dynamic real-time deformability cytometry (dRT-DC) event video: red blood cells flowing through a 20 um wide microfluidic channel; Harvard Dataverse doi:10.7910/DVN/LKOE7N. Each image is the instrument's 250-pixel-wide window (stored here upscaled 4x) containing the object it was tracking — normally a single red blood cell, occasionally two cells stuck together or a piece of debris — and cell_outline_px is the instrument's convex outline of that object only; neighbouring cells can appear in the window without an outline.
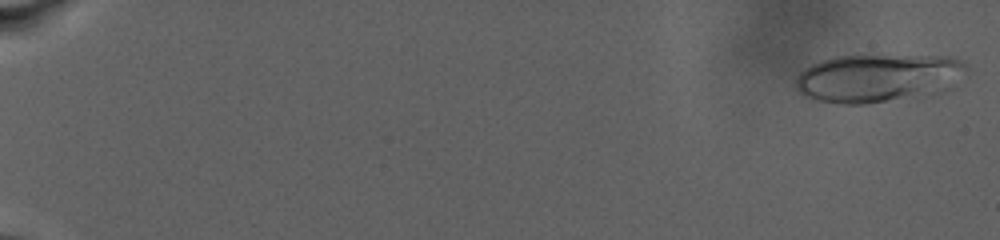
{"species": "human", "species_latin": "Homo sapiens", "temperature_condition": "warm", "stored_images_in_passage": 69, "camera_frame_rate_fps": 3000, "um_per_image_px": 0.085, "donor": {"sex": "male"}, "frame": {"image": 1, "passage_image": 2, "time_ms": 0.333, "image_size_px": [1000, 240], "cell_outline_px": [[968, 76], [884, 100], [868, 104], [844, 104], [820, 100], [808, 96], [800, 92], [796, 88], [796, 80], [800, 72], [812, 64], [820, 60], [836, 56], [948, 56], [960, 60], [968, 68]], "centroid_in_image_um": [74.44, 6.55], "position_along_channel_um": 10.6, "area_um2": 45.03}}
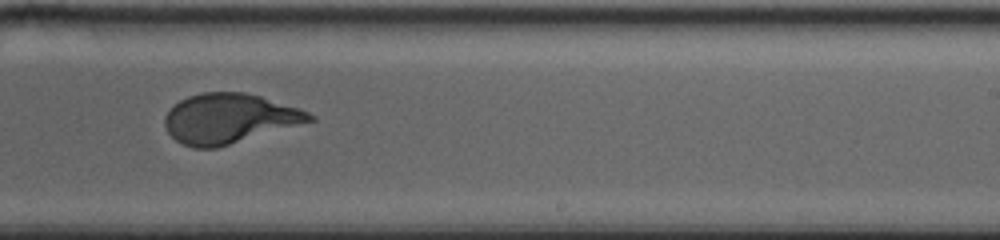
{"frame": {"image": 2, "passage_image": 47, "time_ms": 18.0, "image_size_px": [1000, 240], "cell_outline_px": [[316, 120], [216, 148], [192, 148], [176, 140], [168, 132], [164, 124], [164, 116], [180, 100], [188, 96], [204, 92], [244, 92], [260, 96], [300, 108], [316, 116]], "centroid_in_image_um": [19.5, 10.07], "position_along_channel_um": 269.5, "area_um2": 41.79}}
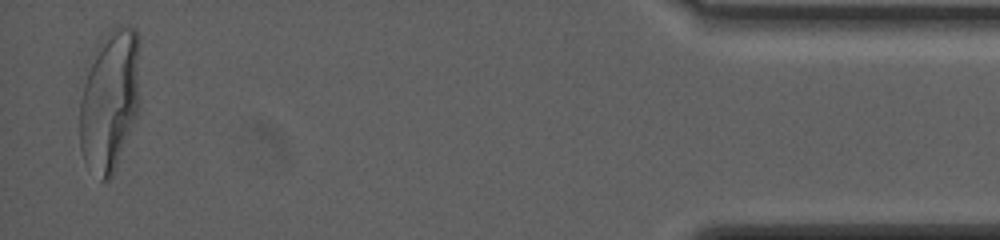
{"frame": {"image": 3, "passage_image": 68, "time_ms": 26.333, "image_size_px": [1000, 240], "cell_outline_px": [[140, 44], [136, 116], [112, 176], [108, 180], [100, 180], [84, 160], [80, 152], [80, 100], [84, 84], [96, 48], [104, 32], [120, 24], [128, 24], [136, 28], [140, 40]], "centroid_in_image_um": [9.33, 8.46], "position_along_channel_um": 425.9, "area_um2": 49.53}, "authors_computed_cell_mechanics": {"area_um2": 42.5408, "velocity_mm_per_s": 2.6797, "shape_relaxation_time_tau1_ms": 5.6399, "shape_relaxation_time_tau2_ms": null, "deformation_change_tau1": 0.2436, "deformation_change_tau2": null}}